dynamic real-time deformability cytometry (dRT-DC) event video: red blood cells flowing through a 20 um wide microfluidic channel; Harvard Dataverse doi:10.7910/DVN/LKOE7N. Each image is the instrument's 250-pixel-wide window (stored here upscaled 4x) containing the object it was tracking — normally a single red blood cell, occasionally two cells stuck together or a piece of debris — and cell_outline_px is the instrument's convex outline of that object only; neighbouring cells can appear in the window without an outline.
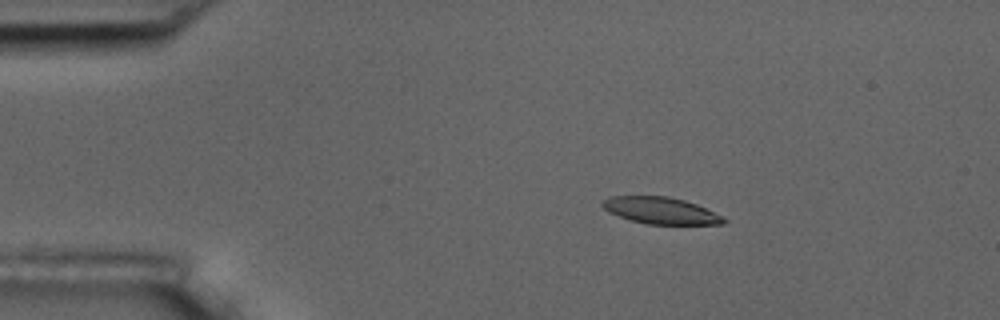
{"species": "common noctule bat (a hibernating species)", "species_latin": "Nyctalus noctula", "temperature_condition": "room temperature", "stored_images_in_passage": 47, "camera_frame_rate_fps": 3000, "um_per_image_px": 0.085, "animal": {"sex": "male", "body_mass_g": 17.5, "forearm_length_mm": 52.3}, "frame": {"image": 1, "passage_image": 1, "time_ms": 0.0, "image_size_px": [1000, 320], "cell_outline_px": [[728, 220], [724, 224], [644, 224], [628, 220], [608, 212], [600, 204], [608, 196], [668, 196], [684, 200], [696, 204], [724, 216]], "centroid_in_image_um": [56.15, 17.9], "position_along_channel_um": 28.8, "area_um2": 19.07}}
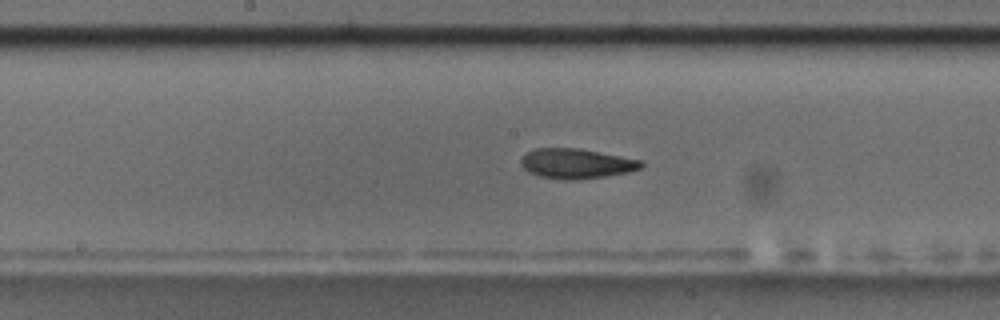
{"frame": {"image": 2, "passage_image": 20, "time_ms": 6.333, "image_size_px": [1000, 320], "cell_outline_px": [[644, 164], [640, 168], [628, 172], [604, 176], [564, 180], [540, 176], [528, 172], [520, 164], [520, 160], [528, 152], [536, 148], [580, 148], [644, 160]], "centroid_in_image_um": [49.01, 13.89], "position_along_channel_um": 199.2, "area_um2": 20.87}}
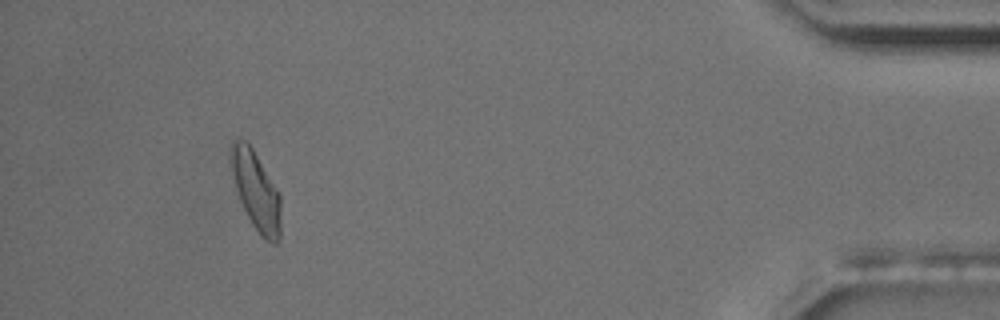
{"frame": {"image": 3, "passage_image": 43, "time_ms": 14.0, "image_size_px": [1000, 320], "cell_outline_px": [[280, 240], [276, 244], [272, 244], [252, 224], [240, 200], [236, 188], [228, 160], [228, 152], [232, 140], [236, 136], [244, 140], [252, 148], [280, 192]], "centroid_in_image_um": [21.73, 16.12], "position_along_channel_um": 413.5, "area_um2": 23.0}, "authors_computed_cell_mechanics": {"area_um2": 21.1548, "velocity_mm_per_s": 3.6072, "shape_relaxation_time_tau1_ms": 3.2355, "shape_relaxation_time_tau2_ms": 2.447, "deformation_change_tau1": 0.1377, "deformation_change_tau2": 0.0908}}